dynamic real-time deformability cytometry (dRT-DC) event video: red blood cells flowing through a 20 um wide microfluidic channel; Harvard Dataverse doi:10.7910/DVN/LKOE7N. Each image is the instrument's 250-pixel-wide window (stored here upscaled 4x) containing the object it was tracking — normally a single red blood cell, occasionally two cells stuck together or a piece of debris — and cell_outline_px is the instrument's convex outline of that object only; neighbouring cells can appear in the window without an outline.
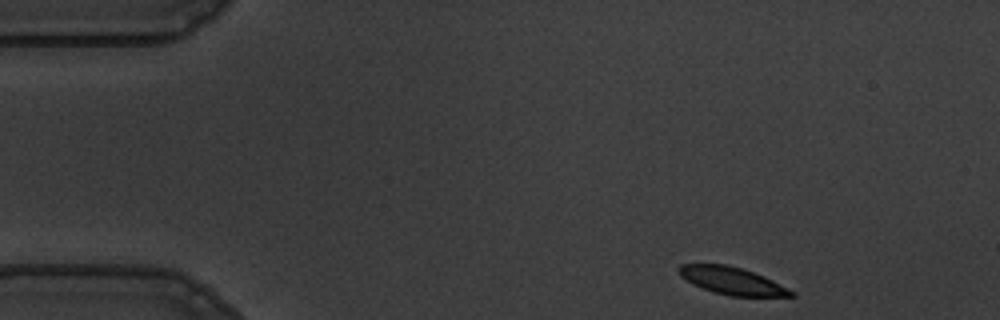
{"species": "common noctule bat (a hibernating species)", "species_latin": "Nyctalus noctula", "temperature_condition": "warm", "stored_images_in_passage": 50, "camera_frame_rate_fps": 3000, "um_per_image_px": 0.085, "animal": {"sex": "male", "body_mass_g": 19.5, "forearm_length_mm": 54.6}, "frame": {"image": 1, "passage_image": 1, "time_ms": 0.0, "image_size_px": [1000, 320], "cell_outline_px": [[796, 296], [728, 296], [692, 284], [680, 276], [676, 268], [680, 264], [728, 264], [764, 276], [796, 292]], "centroid_in_image_um": [62.2, 23.86], "position_along_channel_um": 22.8, "area_um2": 17.86}}
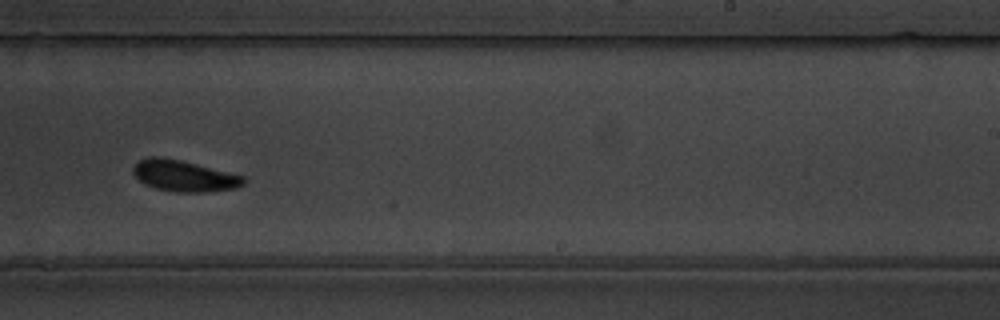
{"frame": {"image": 2, "passage_image": 29, "time_ms": 9.333, "image_size_px": [1000, 320], "cell_outline_px": [[244, 184], [236, 188], [204, 192], [172, 192], [156, 188], [144, 184], [132, 172], [132, 168], [140, 160], [148, 156], [160, 156], [180, 160], [244, 176]], "centroid_in_image_um": [15.61, 14.95], "position_along_channel_um": 273.4, "area_um2": 19.94}}
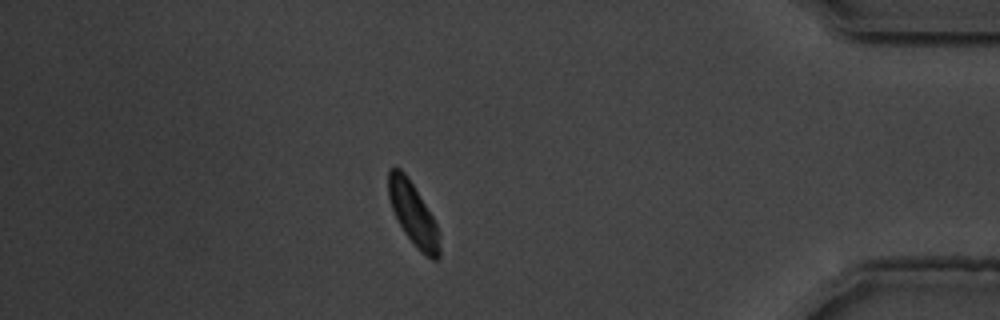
{"frame": {"image": 3, "passage_image": 43, "time_ms": 14.0, "image_size_px": [1000, 320], "cell_outline_px": [[440, 256], [436, 260], [432, 260], [420, 252], [416, 248], [404, 232], [392, 208], [388, 196], [388, 168], [400, 168], [404, 172], [412, 184], [432, 216], [436, 224], [440, 248]], "centroid_in_image_um": [35.1, 18.21], "position_along_channel_um": 400.1, "area_um2": 18.26}, "authors_computed_cell_mechanics": {"area_um2": 19.7387, "velocity_mm_per_s": 3.5333, "shape_relaxation_time_tau1_ms": 3.8816, "shape_relaxation_time_tau2_ms": 5.4483, "deformation_change_tau1": 0.135, "deformation_change_tau2": 0.1067}}